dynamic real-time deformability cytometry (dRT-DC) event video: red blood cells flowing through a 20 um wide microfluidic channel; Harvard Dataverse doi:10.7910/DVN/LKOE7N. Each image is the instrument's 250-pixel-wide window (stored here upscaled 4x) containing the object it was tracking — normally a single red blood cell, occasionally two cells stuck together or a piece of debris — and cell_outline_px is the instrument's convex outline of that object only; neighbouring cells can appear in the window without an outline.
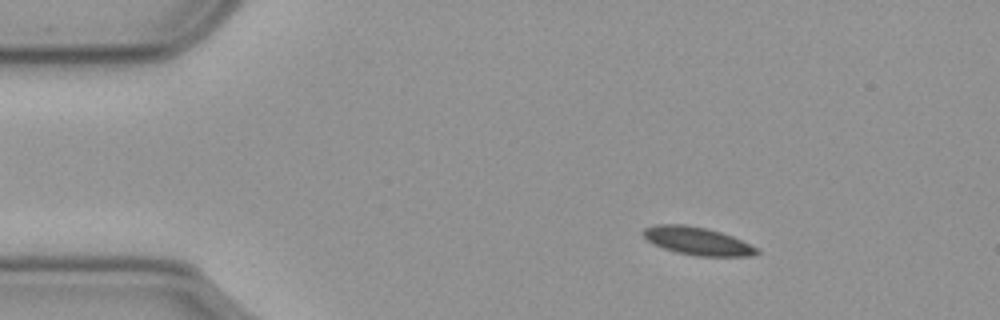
{"species": "common noctule bat (a hibernating species)", "species_latin": "Nyctalus noctula", "temperature_condition": "cold", "stored_images_in_passage": 56, "camera_frame_rate_fps": 3000, "um_per_image_px": 0.085, "animal": {"sex": "male", "body_mass_g": 23.1, "forearm_length_mm": 52.7}, "frame": {"image": 1, "passage_image": 8, "time_ms": 2.333, "image_size_px": [1000, 320], "cell_outline_px": [[760, 252], [756, 256], [696, 256], [676, 252], [652, 244], [640, 232], [644, 228], [656, 224], [684, 224], [704, 228], [720, 232], [732, 236], [760, 248]], "centroid_in_image_um": [59.29, 20.49], "position_along_channel_um": 25.7, "area_um2": 18.61}}
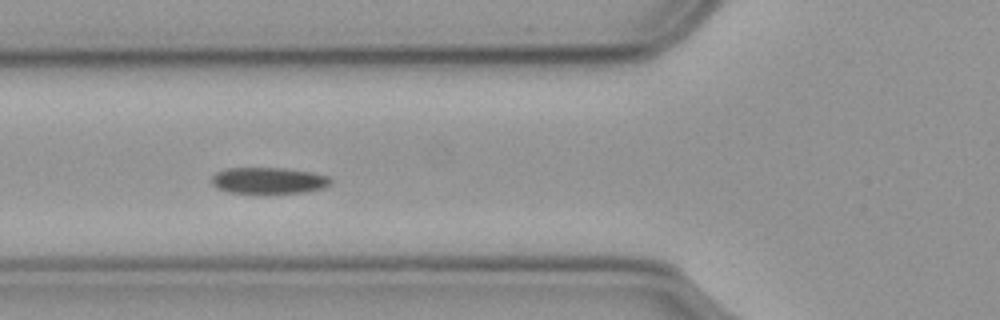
{"frame": {"image": 2, "passage_image": 20, "time_ms": 6.333, "image_size_px": [1000, 320], "cell_outline_px": [[332, 184], [324, 188], [304, 192], [228, 192], [216, 188], [212, 184], [212, 176], [216, 172], [228, 168], [284, 168], [312, 172], [328, 176], [332, 180]], "centroid_in_image_um": [22.85, 15.33], "position_along_channel_um": 103.0, "area_um2": 18.09}}
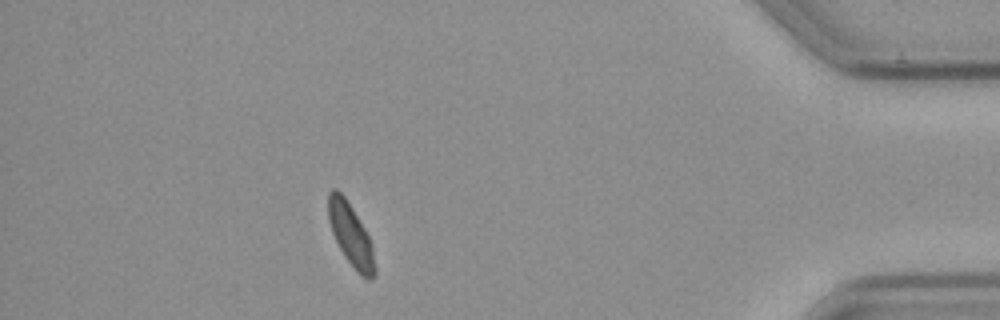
{"frame": {"image": 3, "passage_image": 50, "time_ms": 16.333, "image_size_px": [1000, 320], "cell_outline_px": [[376, 276], [372, 280], [368, 280], [360, 276], [356, 272], [344, 256], [332, 232], [328, 220], [328, 192], [332, 188], [336, 188], [344, 196], [352, 208], [364, 228], [372, 244], [376, 268]], "centroid_in_image_um": [29.83, 20.01], "position_along_channel_um": 405.4, "area_um2": 17.05}, "authors_computed_cell_mechanics": {"area_um2": 18.1203, "velocity_mm_per_s": 3.5567, "shape_relaxation_time_tau1_ms": 3.7189, "shape_relaxation_time_tau2_ms": 3.2392, "deformation_change_tau1": 0.0943, "deformation_change_tau2": 0.0646}}